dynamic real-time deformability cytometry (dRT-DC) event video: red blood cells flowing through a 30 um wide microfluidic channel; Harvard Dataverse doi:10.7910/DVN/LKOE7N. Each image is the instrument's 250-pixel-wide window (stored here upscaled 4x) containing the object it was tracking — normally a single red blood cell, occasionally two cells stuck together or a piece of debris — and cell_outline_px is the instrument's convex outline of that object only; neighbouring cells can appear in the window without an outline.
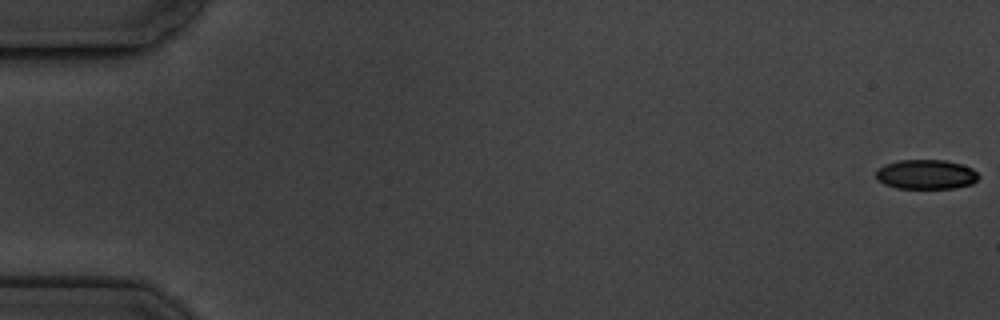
{"species": "common noctule bat (a hibernating species)", "species_latin": "Nyctalus noctula", "temperature_condition": "cold", "stored_images_in_passage": 5, "camera_frame_rate_fps": 3000, "um_per_image_px": 0.085, "animal": {"sex": "male", "body_mass_g": 19.5, "forearm_length_mm": 54.6}, "frame": {"image": 1, "passage_image": 1, "time_ms": 0.0, "image_size_px": [1000, 320], "cell_outline_px": [[980, 176], [972, 184], [956, 188], [896, 188], [884, 184], [876, 180], [876, 172], [884, 164], [900, 160], [944, 160], [964, 164], [972, 168]], "centroid_in_image_um": [78.73, 14.82], "position_along_channel_um": 6.3, "area_um2": 17.8}}
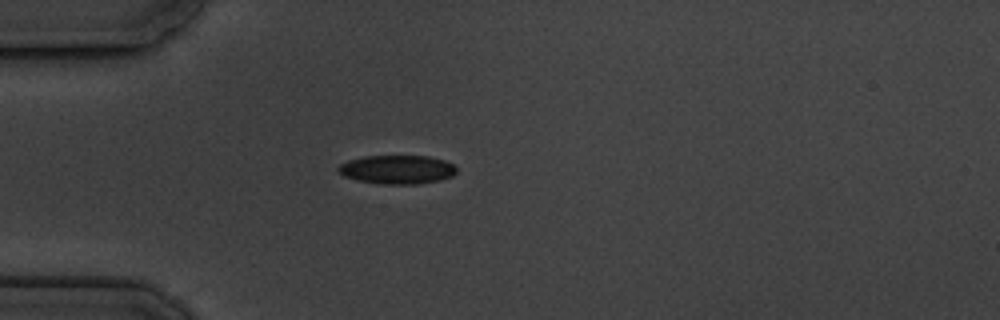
{"frame": {"image": 2, "passage_image": 5, "time_ms": 5.333, "image_size_px": [1000, 320], "cell_outline_px": [[456, 172], [452, 176], [440, 180], [416, 184], [380, 184], [356, 180], [344, 176], [336, 168], [340, 164], [348, 160], [364, 156], [428, 156], [444, 160], [452, 164], [456, 168]], "centroid_in_image_um": [33.74, 14.41], "position_along_channel_um": 51.3, "area_um2": 19.83}}